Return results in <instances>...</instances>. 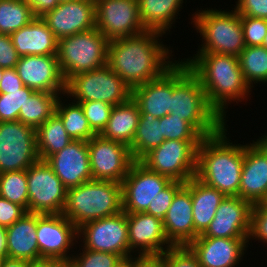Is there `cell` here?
<instances>
[{
  "label": "cell",
  "mask_w": 267,
  "mask_h": 267,
  "mask_svg": "<svg viewBox=\"0 0 267 267\" xmlns=\"http://www.w3.org/2000/svg\"><path fill=\"white\" fill-rule=\"evenodd\" d=\"M117 267H132V266H131V264H130V262L128 260H124Z\"/></svg>",
  "instance_id": "56"
},
{
  "label": "cell",
  "mask_w": 267,
  "mask_h": 267,
  "mask_svg": "<svg viewBox=\"0 0 267 267\" xmlns=\"http://www.w3.org/2000/svg\"><path fill=\"white\" fill-rule=\"evenodd\" d=\"M46 162L68 189L92 180L87 141L72 140Z\"/></svg>",
  "instance_id": "22"
},
{
  "label": "cell",
  "mask_w": 267,
  "mask_h": 267,
  "mask_svg": "<svg viewBox=\"0 0 267 267\" xmlns=\"http://www.w3.org/2000/svg\"><path fill=\"white\" fill-rule=\"evenodd\" d=\"M239 66L244 80L253 88V84H267V49L263 46H246L238 56Z\"/></svg>",
  "instance_id": "35"
},
{
  "label": "cell",
  "mask_w": 267,
  "mask_h": 267,
  "mask_svg": "<svg viewBox=\"0 0 267 267\" xmlns=\"http://www.w3.org/2000/svg\"><path fill=\"white\" fill-rule=\"evenodd\" d=\"M135 256H131L127 259L132 267H166L163 253L146 255L136 254Z\"/></svg>",
  "instance_id": "50"
},
{
  "label": "cell",
  "mask_w": 267,
  "mask_h": 267,
  "mask_svg": "<svg viewBox=\"0 0 267 267\" xmlns=\"http://www.w3.org/2000/svg\"><path fill=\"white\" fill-rule=\"evenodd\" d=\"M193 25L202 37L197 53L239 56L245 49L240 15L235 11L204 9L192 14Z\"/></svg>",
  "instance_id": "6"
},
{
  "label": "cell",
  "mask_w": 267,
  "mask_h": 267,
  "mask_svg": "<svg viewBox=\"0 0 267 267\" xmlns=\"http://www.w3.org/2000/svg\"><path fill=\"white\" fill-rule=\"evenodd\" d=\"M34 17L31 7L23 0H0V33L11 35Z\"/></svg>",
  "instance_id": "36"
},
{
  "label": "cell",
  "mask_w": 267,
  "mask_h": 267,
  "mask_svg": "<svg viewBox=\"0 0 267 267\" xmlns=\"http://www.w3.org/2000/svg\"><path fill=\"white\" fill-rule=\"evenodd\" d=\"M172 180L147 169L135 161L127 173L122 186V209L125 213H143Z\"/></svg>",
  "instance_id": "15"
},
{
  "label": "cell",
  "mask_w": 267,
  "mask_h": 267,
  "mask_svg": "<svg viewBox=\"0 0 267 267\" xmlns=\"http://www.w3.org/2000/svg\"><path fill=\"white\" fill-rule=\"evenodd\" d=\"M58 1L60 3V2H67V1H71V0H58Z\"/></svg>",
  "instance_id": "59"
},
{
  "label": "cell",
  "mask_w": 267,
  "mask_h": 267,
  "mask_svg": "<svg viewBox=\"0 0 267 267\" xmlns=\"http://www.w3.org/2000/svg\"><path fill=\"white\" fill-rule=\"evenodd\" d=\"M27 211L15 203L0 197V225L11 226L19 220Z\"/></svg>",
  "instance_id": "48"
},
{
  "label": "cell",
  "mask_w": 267,
  "mask_h": 267,
  "mask_svg": "<svg viewBox=\"0 0 267 267\" xmlns=\"http://www.w3.org/2000/svg\"><path fill=\"white\" fill-rule=\"evenodd\" d=\"M87 145L92 178L121 183L135 162L130 148L101 134L92 137Z\"/></svg>",
  "instance_id": "13"
},
{
  "label": "cell",
  "mask_w": 267,
  "mask_h": 267,
  "mask_svg": "<svg viewBox=\"0 0 267 267\" xmlns=\"http://www.w3.org/2000/svg\"><path fill=\"white\" fill-rule=\"evenodd\" d=\"M163 226L166 237L173 246H188L195 240L192 197L185 186L175 194L163 219Z\"/></svg>",
  "instance_id": "24"
},
{
  "label": "cell",
  "mask_w": 267,
  "mask_h": 267,
  "mask_svg": "<svg viewBox=\"0 0 267 267\" xmlns=\"http://www.w3.org/2000/svg\"><path fill=\"white\" fill-rule=\"evenodd\" d=\"M38 160L36 130L18 120L0 122V173L26 170Z\"/></svg>",
  "instance_id": "12"
},
{
  "label": "cell",
  "mask_w": 267,
  "mask_h": 267,
  "mask_svg": "<svg viewBox=\"0 0 267 267\" xmlns=\"http://www.w3.org/2000/svg\"><path fill=\"white\" fill-rule=\"evenodd\" d=\"M262 46L265 47V48L267 49V34H266V36L264 37Z\"/></svg>",
  "instance_id": "57"
},
{
  "label": "cell",
  "mask_w": 267,
  "mask_h": 267,
  "mask_svg": "<svg viewBox=\"0 0 267 267\" xmlns=\"http://www.w3.org/2000/svg\"><path fill=\"white\" fill-rule=\"evenodd\" d=\"M3 72H4V68H0V81L2 80Z\"/></svg>",
  "instance_id": "58"
},
{
  "label": "cell",
  "mask_w": 267,
  "mask_h": 267,
  "mask_svg": "<svg viewBox=\"0 0 267 267\" xmlns=\"http://www.w3.org/2000/svg\"><path fill=\"white\" fill-rule=\"evenodd\" d=\"M244 43L246 46H262L264 37L267 34V20L240 16Z\"/></svg>",
  "instance_id": "43"
},
{
  "label": "cell",
  "mask_w": 267,
  "mask_h": 267,
  "mask_svg": "<svg viewBox=\"0 0 267 267\" xmlns=\"http://www.w3.org/2000/svg\"><path fill=\"white\" fill-rule=\"evenodd\" d=\"M77 237L83 243L82 248L117 254L123 260L130 257L127 213L124 211L83 224L77 229Z\"/></svg>",
  "instance_id": "10"
},
{
  "label": "cell",
  "mask_w": 267,
  "mask_h": 267,
  "mask_svg": "<svg viewBox=\"0 0 267 267\" xmlns=\"http://www.w3.org/2000/svg\"><path fill=\"white\" fill-rule=\"evenodd\" d=\"M253 205L239 196H226L215 216L199 236L217 238H248Z\"/></svg>",
  "instance_id": "18"
},
{
  "label": "cell",
  "mask_w": 267,
  "mask_h": 267,
  "mask_svg": "<svg viewBox=\"0 0 267 267\" xmlns=\"http://www.w3.org/2000/svg\"><path fill=\"white\" fill-rule=\"evenodd\" d=\"M10 36L20 57L57 55L58 40L42 17H34Z\"/></svg>",
  "instance_id": "25"
},
{
  "label": "cell",
  "mask_w": 267,
  "mask_h": 267,
  "mask_svg": "<svg viewBox=\"0 0 267 267\" xmlns=\"http://www.w3.org/2000/svg\"><path fill=\"white\" fill-rule=\"evenodd\" d=\"M185 185L180 181L172 180L154 199L149 203L147 210L144 212L154 217H158L163 220L167 214L175 194Z\"/></svg>",
  "instance_id": "42"
},
{
  "label": "cell",
  "mask_w": 267,
  "mask_h": 267,
  "mask_svg": "<svg viewBox=\"0 0 267 267\" xmlns=\"http://www.w3.org/2000/svg\"><path fill=\"white\" fill-rule=\"evenodd\" d=\"M9 257L7 248L6 227L0 225V262Z\"/></svg>",
  "instance_id": "53"
},
{
  "label": "cell",
  "mask_w": 267,
  "mask_h": 267,
  "mask_svg": "<svg viewBox=\"0 0 267 267\" xmlns=\"http://www.w3.org/2000/svg\"><path fill=\"white\" fill-rule=\"evenodd\" d=\"M36 235L40 259L70 261L69 250L78 242V237L77 228L67 217L63 214H37Z\"/></svg>",
  "instance_id": "16"
},
{
  "label": "cell",
  "mask_w": 267,
  "mask_h": 267,
  "mask_svg": "<svg viewBox=\"0 0 267 267\" xmlns=\"http://www.w3.org/2000/svg\"><path fill=\"white\" fill-rule=\"evenodd\" d=\"M253 143L257 147H259L267 156V133L259 137V139H257L256 141L253 140Z\"/></svg>",
  "instance_id": "55"
},
{
  "label": "cell",
  "mask_w": 267,
  "mask_h": 267,
  "mask_svg": "<svg viewBox=\"0 0 267 267\" xmlns=\"http://www.w3.org/2000/svg\"><path fill=\"white\" fill-rule=\"evenodd\" d=\"M28 185V212L62 214L67 188L44 160H38L26 169Z\"/></svg>",
  "instance_id": "11"
},
{
  "label": "cell",
  "mask_w": 267,
  "mask_h": 267,
  "mask_svg": "<svg viewBox=\"0 0 267 267\" xmlns=\"http://www.w3.org/2000/svg\"><path fill=\"white\" fill-rule=\"evenodd\" d=\"M239 197L252 205L267 197V156L253 142L244 145Z\"/></svg>",
  "instance_id": "23"
},
{
  "label": "cell",
  "mask_w": 267,
  "mask_h": 267,
  "mask_svg": "<svg viewBox=\"0 0 267 267\" xmlns=\"http://www.w3.org/2000/svg\"><path fill=\"white\" fill-rule=\"evenodd\" d=\"M72 140L65 130L61 118L54 113L36 130L39 159L46 161L51 155L66 147Z\"/></svg>",
  "instance_id": "31"
},
{
  "label": "cell",
  "mask_w": 267,
  "mask_h": 267,
  "mask_svg": "<svg viewBox=\"0 0 267 267\" xmlns=\"http://www.w3.org/2000/svg\"><path fill=\"white\" fill-rule=\"evenodd\" d=\"M57 40L96 27L95 0L60 2L42 16Z\"/></svg>",
  "instance_id": "17"
},
{
  "label": "cell",
  "mask_w": 267,
  "mask_h": 267,
  "mask_svg": "<svg viewBox=\"0 0 267 267\" xmlns=\"http://www.w3.org/2000/svg\"><path fill=\"white\" fill-rule=\"evenodd\" d=\"M65 95L79 103L103 101L112 106L126 102L132 97V89L108 65L82 72L66 81Z\"/></svg>",
  "instance_id": "8"
},
{
  "label": "cell",
  "mask_w": 267,
  "mask_h": 267,
  "mask_svg": "<svg viewBox=\"0 0 267 267\" xmlns=\"http://www.w3.org/2000/svg\"><path fill=\"white\" fill-rule=\"evenodd\" d=\"M139 17L146 31L168 34L178 19L184 0H137ZM178 14V15H177Z\"/></svg>",
  "instance_id": "30"
},
{
  "label": "cell",
  "mask_w": 267,
  "mask_h": 267,
  "mask_svg": "<svg viewBox=\"0 0 267 267\" xmlns=\"http://www.w3.org/2000/svg\"><path fill=\"white\" fill-rule=\"evenodd\" d=\"M32 9L35 17H42L47 12L53 10L58 4V0H23Z\"/></svg>",
  "instance_id": "51"
},
{
  "label": "cell",
  "mask_w": 267,
  "mask_h": 267,
  "mask_svg": "<svg viewBox=\"0 0 267 267\" xmlns=\"http://www.w3.org/2000/svg\"><path fill=\"white\" fill-rule=\"evenodd\" d=\"M82 252L72 254L70 267H117L124 260L117 254L92 251L81 248ZM76 254V256H75Z\"/></svg>",
  "instance_id": "39"
},
{
  "label": "cell",
  "mask_w": 267,
  "mask_h": 267,
  "mask_svg": "<svg viewBox=\"0 0 267 267\" xmlns=\"http://www.w3.org/2000/svg\"><path fill=\"white\" fill-rule=\"evenodd\" d=\"M61 98L65 97H59L55 113L61 118L68 135L73 140L89 141L96 133L91 129L82 106L73 100L64 104L66 101Z\"/></svg>",
  "instance_id": "34"
},
{
  "label": "cell",
  "mask_w": 267,
  "mask_h": 267,
  "mask_svg": "<svg viewBox=\"0 0 267 267\" xmlns=\"http://www.w3.org/2000/svg\"><path fill=\"white\" fill-rule=\"evenodd\" d=\"M22 80L18 76L15 68L4 69L2 80L0 81V94L8 91L20 90L23 87Z\"/></svg>",
  "instance_id": "49"
},
{
  "label": "cell",
  "mask_w": 267,
  "mask_h": 267,
  "mask_svg": "<svg viewBox=\"0 0 267 267\" xmlns=\"http://www.w3.org/2000/svg\"><path fill=\"white\" fill-rule=\"evenodd\" d=\"M156 31L114 39L108 43L107 65L131 88L161 77L178 60L160 42ZM172 57V58H170Z\"/></svg>",
  "instance_id": "1"
},
{
  "label": "cell",
  "mask_w": 267,
  "mask_h": 267,
  "mask_svg": "<svg viewBox=\"0 0 267 267\" xmlns=\"http://www.w3.org/2000/svg\"><path fill=\"white\" fill-rule=\"evenodd\" d=\"M166 267H201L188 246H173L163 253Z\"/></svg>",
  "instance_id": "44"
},
{
  "label": "cell",
  "mask_w": 267,
  "mask_h": 267,
  "mask_svg": "<svg viewBox=\"0 0 267 267\" xmlns=\"http://www.w3.org/2000/svg\"><path fill=\"white\" fill-rule=\"evenodd\" d=\"M28 261L7 257L0 262V267H28Z\"/></svg>",
  "instance_id": "54"
},
{
  "label": "cell",
  "mask_w": 267,
  "mask_h": 267,
  "mask_svg": "<svg viewBox=\"0 0 267 267\" xmlns=\"http://www.w3.org/2000/svg\"><path fill=\"white\" fill-rule=\"evenodd\" d=\"M121 211V183L92 179L67 189L62 214L78 229L87 222L113 216Z\"/></svg>",
  "instance_id": "5"
},
{
  "label": "cell",
  "mask_w": 267,
  "mask_h": 267,
  "mask_svg": "<svg viewBox=\"0 0 267 267\" xmlns=\"http://www.w3.org/2000/svg\"><path fill=\"white\" fill-rule=\"evenodd\" d=\"M188 247L201 267H235L240 264L249 246L248 238L198 236Z\"/></svg>",
  "instance_id": "21"
},
{
  "label": "cell",
  "mask_w": 267,
  "mask_h": 267,
  "mask_svg": "<svg viewBox=\"0 0 267 267\" xmlns=\"http://www.w3.org/2000/svg\"><path fill=\"white\" fill-rule=\"evenodd\" d=\"M254 239L263 242L264 245L267 243V206L263 202L253 205L251 211L248 244Z\"/></svg>",
  "instance_id": "45"
},
{
  "label": "cell",
  "mask_w": 267,
  "mask_h": 267,
  "mask_svg": "<svg viewBox=\"0 0 267 267\" xmlns=\"http://www.w3.org/2000/svg\"><path fill=\"white\" fill-rule=\"evenodd\" d=\"M36 231L37 213L32 212L6 227L8 256L28 262L40 260Z\"/></svg>",
  "instance_id": "27"
},
{
  "label": "cell",
  "mask_w": 267,
  "mask_h": 267,
  "mask_svg": "<svg viewBox=\"0 0 267 267\" xmlns=\"http://www.w3.org/2000/svg\"><path fill=\"white\" fill-rule=\"evenodd\" d=\"M183 61L199 78L210 106L225 122L228 105L250 97L252 90L244 80L237 56L196 53Z\"/></svg>",
  "instance_id": "2"
},
{
  "label": "cell",
  "mask_w": 267,
  "mask_h": 267,
  "mask_svg": "<svg viewBox=\"0 0 267 267\" xmlns=\"http://www.w3.org/2000/svg\"><path fill=\"white\" fill-rule=\"evenodd\" d=\"M184 186L191 192L196 239L209 226L218 206L226 196L216 188L206 185L195 176L189 179Z\"/></svg>",
  "instance_id": "28"
},
{
  "label": "cell",
  "mask_w": 267,
  "mask_h": 267,
  "mask_svg": "<svg viewBox=\"0 0 267 267\" xmlns=\"http://www.w3.org/2000/svg\"><path fill=\"white\" fill-rule=\"evenodd\" d=\"M227 131L225 124L215 134L203 137L195 177L225 196H239L244 145L230 142Z\"/></svg>",
  "instance_id": "3"
},
{
  "label": "cell",
  "mask_w": 267,
  "mask_h": 267,
  "mask_svg": "<svg viewBox=\"0 0 267 267\" xmlns=\"http://www.w3.org/2000/svg\"><path fill=\"white\" fill-rule=\"evenodd\" d=\"M35 90L23 86L20 90L0 94V122L17 121L21 107Z\"/></svg>",
  "instance_id": "38"
},
{
  "label": "cell",
  "mask_w": 267,
  "mask_h": 267,
  "mask_svg": "<svg viewBox=\"0 0 267 267\" xmlns=\"http://www.w3.org/2000/svg\"><path fill=\"white\" fill-rule=\"evenodd\" d=\"M91 129L101 134L108 124L113 106L103 101L79 102Z\"/></svg>",
  "instance_id": "41"
},
{
  "label": "cell",
  "mask_w": 267,
  "mask_h": 267,
  "mask_svg": "<svg viewBox=\"0 0 267 267\" xmlns=\"http://www.w3.org/2000/svg\"><path fill=\"white\" fill-rule=\"evenodd\" d=\"M165 140L159 118L150 114H140L137 130L130 151L135 161H139Z\"/></svg>",
  "instance_id": "33"
},
{
  "label": "cell",
  "mask_w": 267,
  "mask_h": 267,
  "mask_svg": "<svg viewBox=\"0 0 267 267\" xmlns=\"http://www.w3.org/2000/svg\"><path fill=\"white\" fill-rule=\"evenodd\" d=\"M96 28L111 41L145 32L137 0H95Z\"/></svg>",
  "instance_id": "14"
},
{
  "label": "cell",
  "mask_w": 267,
  "mask_h": 267,
  "mask_svg": "<svg viewBox=\"0 0 267 267\" xmlns=\"http://www.w3.org/2000/svg\"><path fill=\"white\" fill-rule=\"evenodd\" d=\"M263 203L267 206V197L265 198V200L263 201Z\"/></svg>",
  "instance_id": "60"
},
{
  "label": "cell",
  "mask_w": 267,
  "mask_h": 267,
  "mask_svg": "<svg viewBox=\"0 0 267 267\" xmlns=\"http://www.w3.org/2000/svg\"><path fill=\"white\" fill-rule=\"evenodd\" d=\"M172 67L161 77L132 89L140 114L162 118L171 112Z\"/></svg>",
  "instance_id": "26"
},
{
  "label": "cell",
  "mask_w": 267,
  "mask_h": 267,
  "mask_svg": "<svg viewBox=\"0 0 267 267\" xmlns=\"http://www.w3.org/2000/svg\"><path fill=\"white\" fill-rule=\"evenodd\" d=\"M65 93H48L35 91L23 107H21L18 121L37 130L56 111V104Z\"/></svg>",
  "instance_id": "32"
},
{
  "label": "cell",
  "mask_w": 267,
  "mask_h": 267,
  "mask_svg": "<svg viewBox=\"0 0 267 267\" xmlns=\"http://www.w3.org/2000/svg\"><path fill=\"white\" fill-rule=\"evenodd\" d=\"M234 10L240 16L267 20V0H237Z\"/></svg>",
  "instance_id": "46"
},
{
  "label": "cell",
  "mask_w": 267,
  "mask_h": 267,
  "mask_svg": "<svg viewBox=\"0 0 267 267\" xmlns=\"http://www.w3.org/2000/svg\"><path fill=\"white\" fill-rule=\"evenodd\" d=\"M165 140H202L203 137L185 120L168 114L159 118Z\"/></svg>",
  "instance_id": "40"
},
{
  "label": "cell",
  "mask_w": 267,
  "mask_h": 267,
  "mask_svg": "<svg viewBox=\"0 0 267 267\" xmlns=\"http://www.w3.org/2000/svg\"><path fill=\"white\" fill-rule=\"evenodd\" d=\"M28 267H70V261L60 259H40L29 262Z\"/></svg>",
  "instance_id": "52"
},
{
  "label": "cell",
  "mask_w": 267,
  "mask_h": 267,
  "mask_svg": "<svg viewBox=\"0 0 267 267\" xmlns=\"http://www.w3.org/2000/svg\"><path fill=\"white\" fill-rule=\"evenodd\" d=\"M15 69L23 85L28 88L48 93H65L66 81L57 55L23 56Z\"/></svg>",
  "instance_id": "19"
},
{
  "label": "cell",
  "mask_w": 267,
  "mask_h": 267,
  "mask_svg": "<svg viewBox=\"0 0 267 267\" xmlns=\"http://www.w3.org/2000/svg\"><path fill=\"white\" fill-rule=\"evenodd\" d=\"M200 142L201 140H164L139 162L153 172L186 183L196 174Z\"/></svg>",
  "instance_id": "9"
},
{
  "label": "cell",
  "mask_w": 267,
  "mask_h": 267,
  "mask_svg": "<svg viewBox=\"0 0 267 267\" xmlns=\"http://www.w3.org/2000/svg\"><path fill=\"white\" fill-rule=\"evenodd\" d=\"M169 114L188 122L202 137L215 134L226 124L210 106L199 78L182 59L172 66Z\"/></svg>",
  "instance_id": "4"
},
{
  "label": "cell",
  "mask_w": 267,
  "mask_h": 267,
  "mask_svg": "<svg viewBox=\"0 0 267 267\" xmlns=\"http://www.w3.org/2000/svg\"><path fill=\"white\" fill-rule=\"evenodd\" d=\"M108 43L96 27L58 40L57 59L64 80L107 65Z\"/></svg>",
  "instance_id": "7"
},
{
  "label": "cell",
  "mask_w": 267,
  "mask_h": 267,
  "mask_svg": "<svg viewBox=\"0 0 267 267\" xmlns=\"http://www.w3.org/2000/svg\"><path fill=\"white\" fill-rule=\"evenodd\" d=\"M0 197L22 206L28 212L27 171L0 173Z\"/></svg>",
  "instance_id": "37"
},
{
  "label": "cell",
  "mask_w": 267,
  "mask_h": 267,
  "mask_svg": "<svg viewBox=\"0 0 267 267\" xmlns=\"http://www.w3.org/2000/svg\"><path fill=\"white\" fill-rule=\"evenodd\" d=\"M130 257L162 254L173 245L166 237L163 220L146 213H127ZM138 249V250H137ZM132 253V254H131Z\"/></svg>",
  "instance_id": "20"
},
{
  "label": "cell",
  "mask_w": 267,
  "mask_h": 267,
  "mask_svg": "<svg viewBox=\"0 0 267 267\" xmlns=\"http://www.w3.org/2000/svg\"><path fill=\"white\" fill-rule=\"evenodd\" d=\"M139 117V106L131 97L126 102L113 106L108 124L101 135L130 147L137 130Z\"/></svg>",
  "instance_id": "29"
},
{
  "label": "cell",
  "mask_w": 267,
  "mask_h": 267,
  "mask_svg": "<svg viewBox=\"0 0 267 267\" xmlns=\"http://www.w3.org/2000/svg\"><path fill=\"white\" fill-rule=\"evenodd\" d=\"M20 59L9 34L0 33V68H15Z\"/></svg>",
  "instance_id": "47"
}]
</instances>
